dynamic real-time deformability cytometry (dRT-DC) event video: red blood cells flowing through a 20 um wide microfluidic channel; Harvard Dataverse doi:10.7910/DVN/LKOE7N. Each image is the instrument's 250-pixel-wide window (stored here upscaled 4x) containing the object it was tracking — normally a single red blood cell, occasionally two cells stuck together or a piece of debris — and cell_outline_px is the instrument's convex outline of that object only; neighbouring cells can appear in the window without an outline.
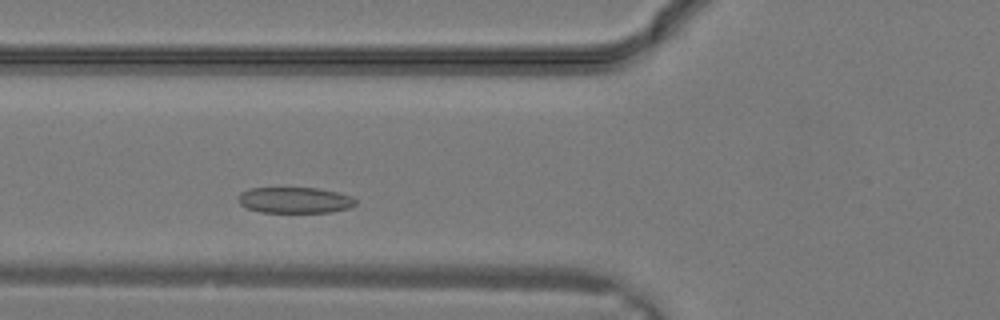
{"species": "common noctule bat (a hibernating species)", "species_latin": "Nyctalus noctula", "temperature_condition": "warm", "stored_images_in_passage": 20, "camera_frame_rate_fps": 3000, "um_per_image_px": 0.085, "animal": {"sex": "male", "body_mass_g": 19.2, "forearm_length_mm": 51.8}, "frame": {"image": 1, "passage_image": 4, "time_ms": 1.0, "image_size_px": [1000, 320], "cell_outline_px": [[356, 204], [348, 208], [332, 212], [260, 212], [248, 208], [240, 204], [240, 192], [252, 188], [316, 188], [336, 192], [352, 196], [356, 200]], "centroid_in_image_um": [25.08, 17.01], "position_along_channel_um": 100.7, "area_um2": 17.57}}
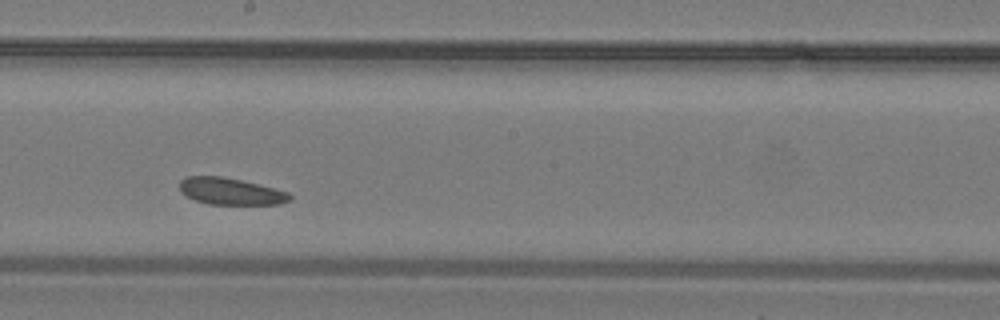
{"frame": {"image": 2, "passage_image": 10, "time_ms": 3.0, "image_size_px": [1000, 320], "cell_outline_px": [[292, 200], [280, 204], [208, 204], [196, 200], [180, 192], [180, 180], [184, 176], [220, 176], [260, 184], [288, 192], [292, 196]], "centroid_in_image_um": [19.61, 16.26], "position_along_channel_um": 228.6, "area_um2": 17.22}}
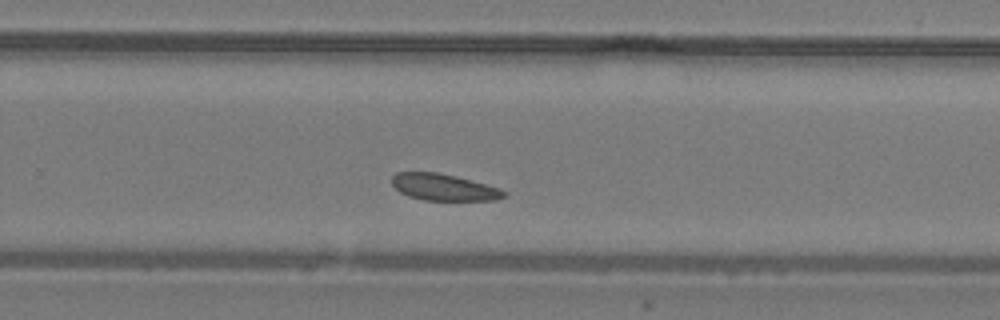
{"frame": {"image": 3, "passage_image": 13, "time_ms": 4.0, "image_size_px": [1000, 320], "cell_outline_px": [[508, 196], [496, 200], [424, 200], [408, 196], [400, 192], [392, 184], [392, 176], [396, 172], [436, 172], [456, 176], [500, 188], [508, 192]], "centroid_in_image_um": [37.75, 15.92], "position_along_channel_um": 292.1, "area_um2": 17.46}}